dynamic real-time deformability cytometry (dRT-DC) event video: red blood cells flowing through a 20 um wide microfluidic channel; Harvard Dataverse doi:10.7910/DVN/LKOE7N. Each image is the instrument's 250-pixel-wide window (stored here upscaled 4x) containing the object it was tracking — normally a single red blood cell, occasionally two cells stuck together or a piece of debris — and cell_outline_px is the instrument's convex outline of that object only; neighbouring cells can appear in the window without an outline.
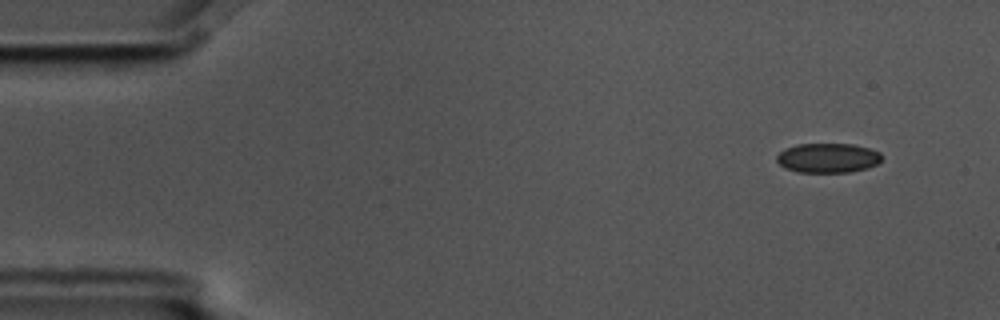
{"species": "common noctule bat (a hibernating species)", "species_latin": "Nyctalus noctula", "temperature_condition": "cold", "stored_images_in_passage": 7, "camera_frame_rate_fps": 3000, "um_per_image_px": 0.085, "animal": {"sex": "male", "body_mass_g": 17.5, "forearm_length_mm": 52.3}, "frame": {"image": 1, "passage_image": 1, "time_ms": 0.0, "image_size_px": [1000, 320], "cell_outline_px": [[880, 160], [876, 164], [868, 168], [848, 172], [796, 172], [784, 168], [776, 160], [776, 156], [780, 152], [796, 144], [852, 144], [868, 148], [880, 152]], "centroid_in_image_um": [70.34, 13.43], "position_along_channel_um": 14.7, "area_um2": 17.98}}
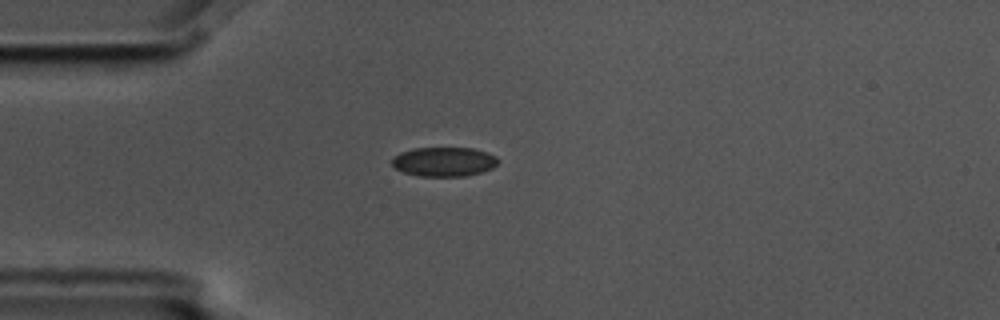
{"frame": {"image": 2, "passage_image": 4, "time_ms": 1.0, "image_size_px": [1000, 320], "cell_outline_px": [[500, 160], [492, 168], [480, 172], [464, 176], [420, 176], [404, 172], [396, 168], [392, 164], [392, 156], [400, 152], [412, 148], [472, 148], [488, 152], [496, 156]], "centroid_in_image_um": [37.73, 13.73], "position_along_channel_um": 47.3, "area_um2": 18.15}}